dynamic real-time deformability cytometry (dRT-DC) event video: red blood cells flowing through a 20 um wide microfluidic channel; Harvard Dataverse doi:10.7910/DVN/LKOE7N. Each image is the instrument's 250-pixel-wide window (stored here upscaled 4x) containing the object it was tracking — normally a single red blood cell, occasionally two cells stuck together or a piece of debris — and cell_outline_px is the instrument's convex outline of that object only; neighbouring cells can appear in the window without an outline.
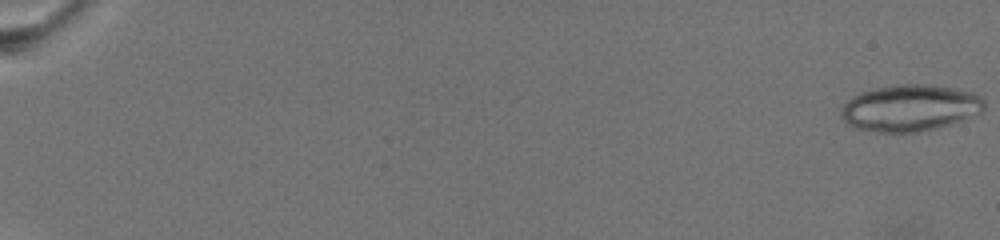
{"species": "common noctule bat (a hibernating species)", "species_latin": "Nyctalus noctula", "temperature_condition": "warm", "stored_images_in_passage": 31, "camera_frame_rate_fps": 3000, "um_per_image_px": 0.085, "animal": {"sex": "female", "body_mass_g": 19.5, "forearm_length_mm": 54.1}, "frame": {"image": 1, "passage_image": 1, "time_ms": 0.0, "image_size_px": [1000, 240], "cell_outline_px": [[984, 108], [980, 112], [960, 120], [936, 128], [920, 132], [880, 132], [856, 128], [848, 124], [840, 116], [840, 108], [848, 100], [860, 92], [876, 88], [900, 84], [932, 84], [972, 92], [984, 96]], "centroid_in_image_um": [77.34, 9.16], "position_along_channel_um": 7.7, "area_um2": 38.73}}